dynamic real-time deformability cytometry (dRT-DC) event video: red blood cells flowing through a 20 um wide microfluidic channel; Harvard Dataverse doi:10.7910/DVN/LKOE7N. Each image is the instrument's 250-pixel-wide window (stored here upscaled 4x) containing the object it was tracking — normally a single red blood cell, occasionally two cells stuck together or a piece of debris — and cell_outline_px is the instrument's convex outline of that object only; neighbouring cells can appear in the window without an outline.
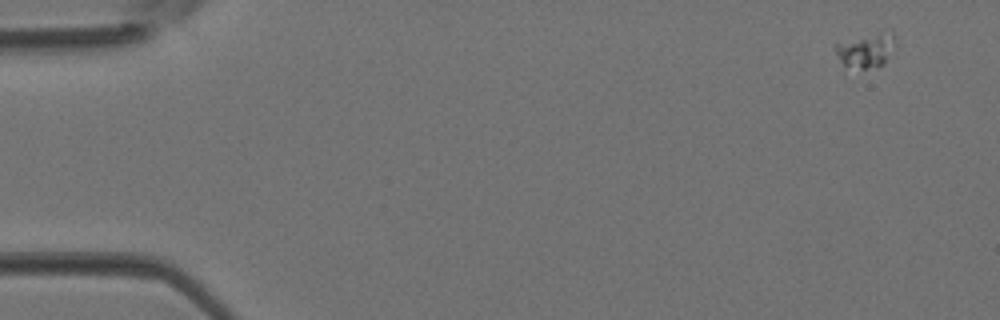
{"species": "Egyptian fruit bat (a non-hibernating species)", "species_latin": "Rousettus aegyptiacus", "temperature_condition": "room temperature", "stored_images_in_passage": 4, "camera_frame_rate_fps": 3000, "um_per_image_px": 0.085, "animal": {"sex": "female"}, "frame": {"image": 1, "passage_image": 1, "time_ms": 0.0, "image_size_px": [1000, 320], "cell_outline_px": [[896, 48], [884, 64], [864, 68], [860, 68], [844, 64], [840, 60], [836, 52], [836, 44], [892, 28], [896, 44]], "centroid_in_image_um": [73.74, 4.22], "position_along_channel_um": 11.3, "area_um2": 11.79}}